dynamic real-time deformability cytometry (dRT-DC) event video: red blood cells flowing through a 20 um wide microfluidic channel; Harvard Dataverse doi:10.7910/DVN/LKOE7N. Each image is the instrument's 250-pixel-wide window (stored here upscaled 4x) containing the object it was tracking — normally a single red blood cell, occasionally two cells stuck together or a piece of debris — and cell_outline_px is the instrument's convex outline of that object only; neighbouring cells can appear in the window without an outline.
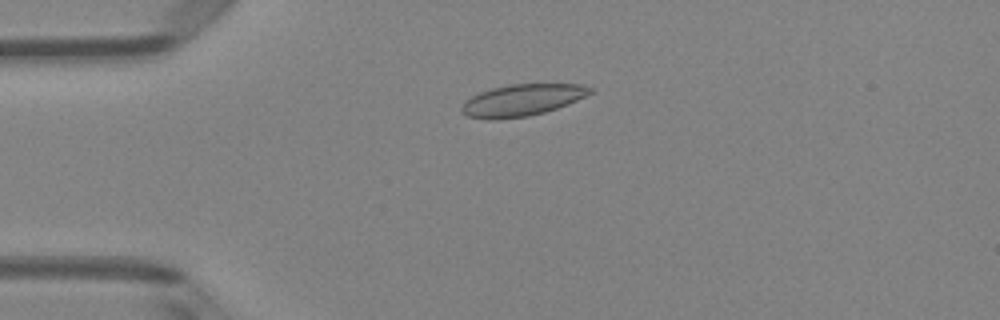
{"species": "Egyptian fruit bat (a non-hibernating species)", "species_latin": "Rousettus aegyptiacus", "temperature_condition": "room temperature", "stored_images_in_passage": 52, "camera_frame_rate_fps": 3000, "um_per_image_px": 0.085, "animal": {"sex": "female"}, "frame": {"image": 1, "passage_image": 13, "time_ms": 4.0, "image_size_px": [1000, 320], "cell_outline_px": [[596, 92], [568, 104], [544, 112], [528, 116], [492, 120], [488, 120], [468, 116], [460, 112], [460, 108], [464, 100], [480, 92], [492, 88], [512, 84], [580, 84], [592, 88]], "centroid_in_image_um": [44.37, 8.51], "position_along_channel_um": 40.6, "area_um2": 23.87}}
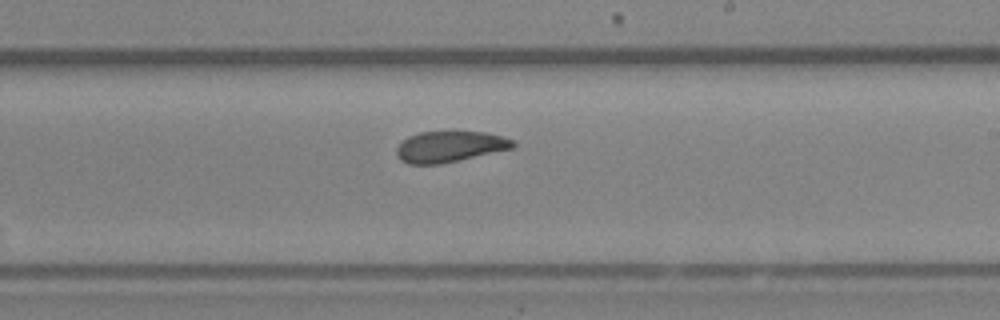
{"frame": {"image": 2, "passage_image": 31, "time_ms": 10.0, "image_size_px": [1000, 320], "cell_outline_px": [[516, 144], [512, 148], [440, 164], [408, 164], [400, 160], [396, 156], [396, 148], [408, 136], [420, 132], [484, 132], [504, 136], [512, 140]], "centroid_in_image_um": [38.19, 12.46], "position_along_channel_um": 250.8, "area_um2": 20.81}}
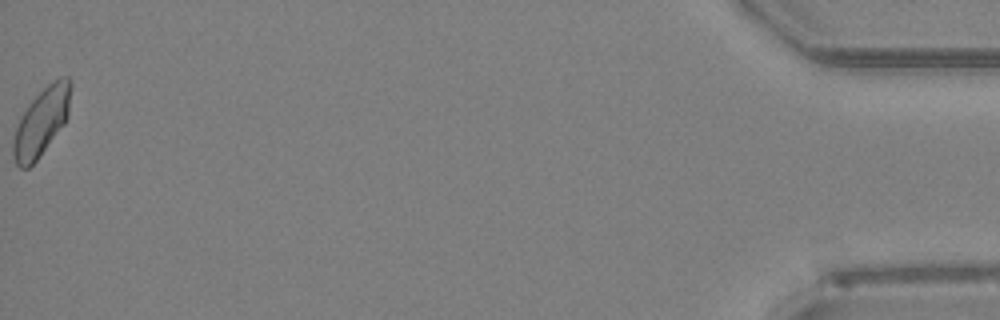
{"frame": {"image": 3, "passage_image": 52, "time_ms": 17.0, "image_size_px": [1000, 320], "cell_outline_px": [[72, 88], [68, 116], [64, 124], [36, 160], [28, 168], [20, 168], [16, 164], [12, 156], [12, 140], [20, 116], [28, 104], [48, 84], [60, 76], [68, 76], [72, 80]], "centroid_in_image_um": [3.53, 10.32], "position_along_channel_um": 431.7, "area_um2": 22.83}, "authors_computed_cell_mechanics": {"area_um2": 22.0796, "velocity_mm_per_s": 3.9758, "shape_relaxation_time_tau1_ms": null, "shape_relaxation_time_tau2_ms": 1.9906, "deformation_change_tau1": null, "deformation_change_tau2": 0.0611}}